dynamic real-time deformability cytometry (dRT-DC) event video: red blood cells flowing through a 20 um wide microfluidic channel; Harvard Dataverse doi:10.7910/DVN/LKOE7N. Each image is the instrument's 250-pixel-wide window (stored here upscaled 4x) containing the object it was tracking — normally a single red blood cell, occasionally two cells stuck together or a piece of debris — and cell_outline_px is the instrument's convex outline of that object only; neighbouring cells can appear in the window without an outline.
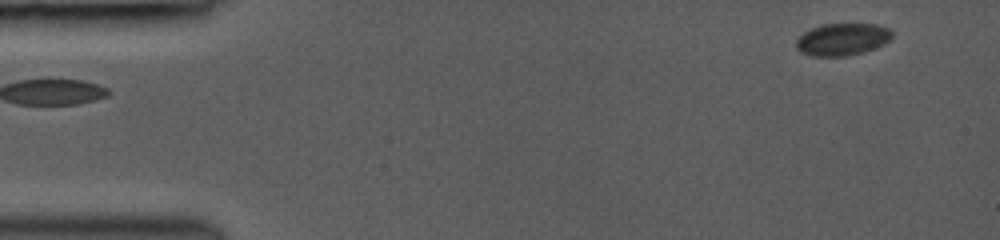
{"species": "common noctule bat (a hibernating species)", "species_latin": "Nyctalus noctula", "temperature_condition": "room temperature", "stored_images_in_passage": 9, "camera_frame_rate_fps": 3000, "um_per_image_px": 0.085, "animal": {"sex": "female", "body_mass_g": 19.0, "forearm_length_mm": 53.3}, "frame": {"image": 1, "passage_image": 1, "time_ms": 0.0, "image_size_px": [1000, 240], "cell_outline_px": [[892, 36], [884, 44], [864, 52], [844, 56], [812, 56], [800, 52], [796, 48], [796, 40], [804, 32], [820, 24], [876, 24], [888, 28], [892, 32]], "centroid_in_image_um": [71.58, 3.34], "position_along_channel_um": 13.4, "area_um2": 17.98}}
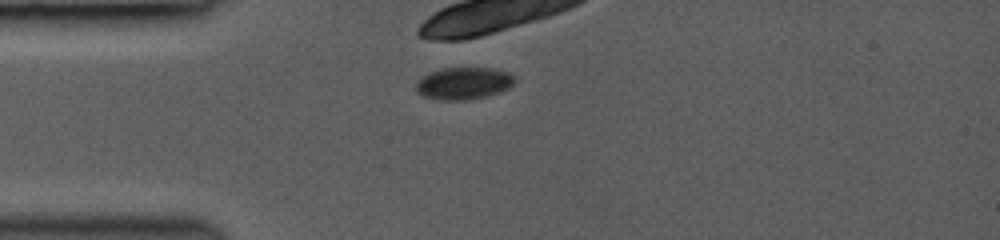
{"frame": {"image": 2, "passage_image": 9, "time_ms": 3.333, "image_size_px": [1000, 240], "cell_outline_px": [[516, 80], [508, 88], [500, 92], [468, 100], [440, 100], [420, 96], [416, 92], [416, 84], [420, 76], [428, 72], [444, 68], [492, 68], [508, 72]], "centroid_in_image_um": [39.35, 7.08], "position_along_channel_um": 45.7, "area_um2": 18.61}}